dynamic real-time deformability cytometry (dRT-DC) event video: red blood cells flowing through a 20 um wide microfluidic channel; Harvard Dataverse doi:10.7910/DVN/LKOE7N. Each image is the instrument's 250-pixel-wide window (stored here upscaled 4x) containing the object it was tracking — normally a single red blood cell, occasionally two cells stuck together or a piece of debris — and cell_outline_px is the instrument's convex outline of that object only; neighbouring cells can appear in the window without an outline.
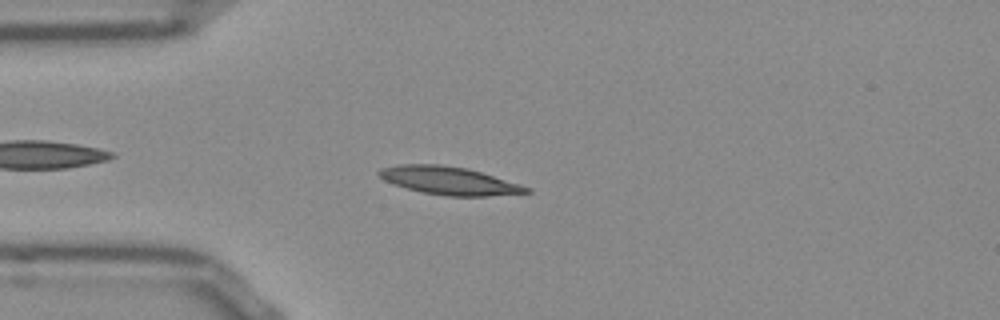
{"species": "Egyptian fruit bat (a non-hibernating species)", "species_latin": "Rousettus aegyptiacus", "temperature_condition": "room temperature", "stored_images_in_passage": 45, "camera_frame_rate_fps": 3000, "um_per_image_px": 0.085, "frame": {"image": 1, "passage_image": 6, "time_ms": 1.667, "image_size_px": [1000, 320], "cell_outline_px": [[532, 192], [488, 196], [448, 196], [424, 192], [408, 188], [384, 180], [376, 172], [380, 168], [396, 164], [440, 164], [468, 168], [520, 184], [532, 188]], "centroid_in_image_um": [38.19, 15.34], "position_along_channel_um": 46.8, "area_um2": 23.93}}
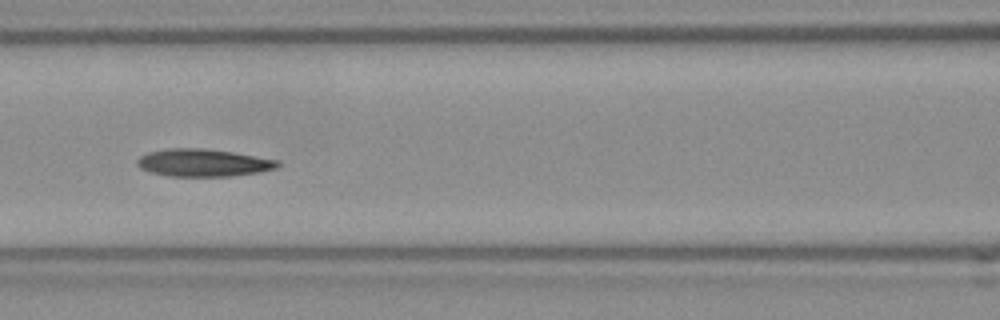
{"frame": {"image": 2, "passage_image": 15, "time_ms": 4.667, "image_size_px": [1000, 320], "cell_outline_px": [[280, 164], [276, 168], [260, 172], [232, 176], [168, 176], [152, 172], [140, 168], [136, 164], [136, 160], [140, 156], [148, 152], [168, 148], [204, 148], [232, 152], [280, 160]], "centroid_in_image_um": [17.28, 13.83], "position_along_channel_um": 149.3, "area_um2": 22.6}}
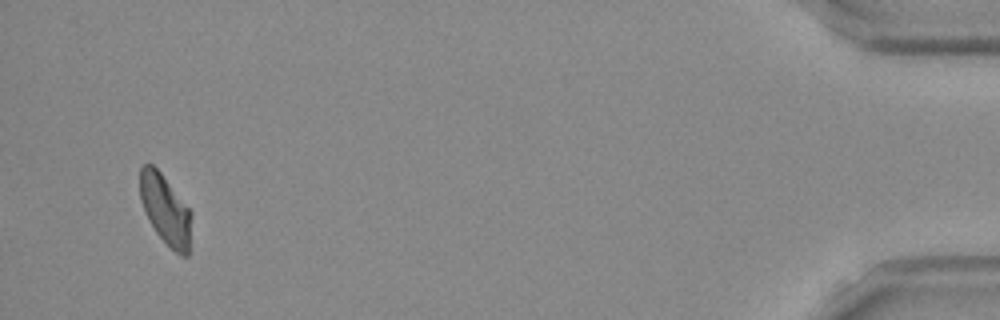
{"frame": {"image": 3, "passage_image": 43, "time_ms": 14.0, "image_size_px": [1000, 320], "cell_outline_px": [[192, 216], [188, 256], [180, 256], [156, 232], [140, 200], [140, 168], [144, 164], [152, 164], [160, 172], [192, 212]], "centroid_in_image_um": [14.08, 17.81], "position_along_channel_um": 421.1, "area_um2": 20.52}, "authors_computed_cell_mechanics": {"area_um2": 21.964, "velocity_mm_per_s": 3.8253, "shape_relaxation_time_tau1_ms": 9.7079, "shape_relaxation_time_tau2_ms": null, "deformation_change_tau1": 0.2217, "deformation_change_tau2": null}}